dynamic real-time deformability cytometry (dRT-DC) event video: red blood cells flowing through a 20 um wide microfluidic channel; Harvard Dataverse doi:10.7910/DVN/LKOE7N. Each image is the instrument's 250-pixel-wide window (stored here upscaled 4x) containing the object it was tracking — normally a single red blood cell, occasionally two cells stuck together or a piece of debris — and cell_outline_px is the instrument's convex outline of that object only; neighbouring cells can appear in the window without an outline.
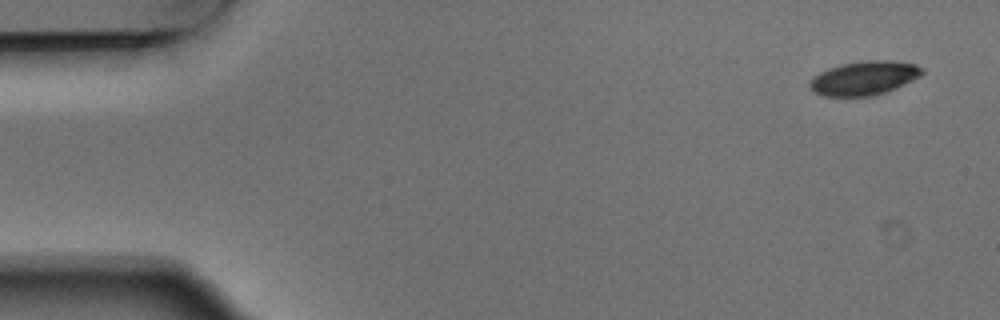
{"species": "Egyptian fruit bat (a non-hibernating species)", "species_latin": "Rousettus aegyptiacus", "temperature_condition": "warm", "stored_images_in_passage": 4, "camera_frame_rate_fps": 3000, "um_per_image_px": 0.085, "animal": {"sex": "male"}, "frame": {"image": 1, "passage_image": 1, "time_ms": 0.0, "image_size_px": [1000, 320], "cell_outline_px": [[924, 72], [920, 76], [896, 88], [872, 96], [824, 96], [812, 92], [808, 88], [808, 84], [812, 76], [828, 68], [840, 64], [864, 60], [892, 60], [916, 64], [924, 68]], "centroid_in_image_um": [73.42, 6.63], "position_along_channel_um": 11.6, "area_um2": 22.54}}
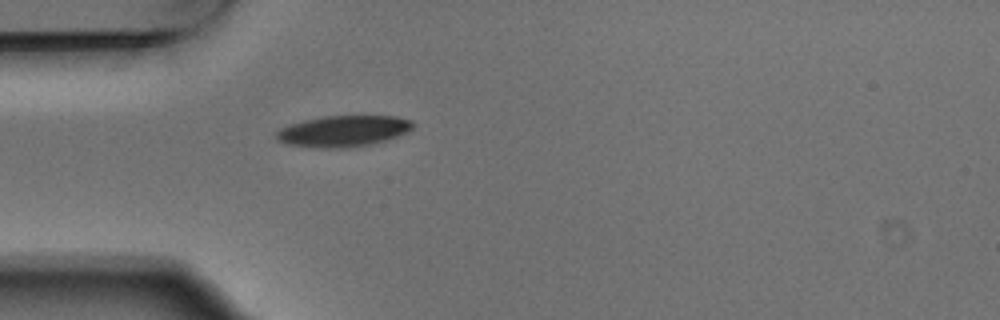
{"frame": {"image": 2, "passage_image": 4, "time_ms": 1.0, "image_size_px": [1000, 320], "cell_outline_px": [[416, 124], [412, 128], [396, 136], [384, 140], [368, 144], [344, 148], [324, 148], [288, 144], [280, 140], [276, 136], [276, 132], [280, 128], [304, 120], [324, 116], [396, 116], [412, 120]], "centroid_in_image_um": [29.19, 11.13], "position_along_channel_um": 55.8, "area_um2": 24.33}}